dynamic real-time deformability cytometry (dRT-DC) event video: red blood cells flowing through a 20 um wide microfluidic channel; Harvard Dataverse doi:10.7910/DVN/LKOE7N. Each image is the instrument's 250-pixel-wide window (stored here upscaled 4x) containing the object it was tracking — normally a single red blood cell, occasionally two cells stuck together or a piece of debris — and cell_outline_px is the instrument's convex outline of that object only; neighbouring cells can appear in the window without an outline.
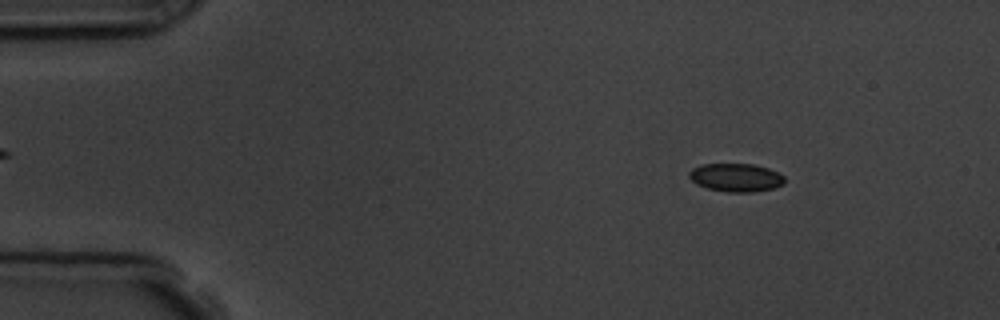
{"species": "common noctule bat (a hibernating species)", "species_latin": "Nyctalus noctula", "temperature_condition": "room temperature", "stored_images_in_passage": 4, "camera_frame_rate_fps": 3000, "um_per_image_px": 0.085, "animal": {"sex": "male", "body_mass_g": 19.5, "forearm_length_mm": 54.6}, "frame": {"image": 1, "passage_image": 2, "time_ms": 1.333, "image_size_px": [1000, 320], "cell_outline_px": [[784, 184], [776, 188], [756, 192], [728, 192], [708, 188], [696, 184], [688, 176], [688, 172], [692, 168], [700, 164], [752, 164], [768, 168], [784, 176]], "centroid_in_image_um": [62.55, 15.09], "position_along_channel_um": 22.4, "area_um2": 15.84}}